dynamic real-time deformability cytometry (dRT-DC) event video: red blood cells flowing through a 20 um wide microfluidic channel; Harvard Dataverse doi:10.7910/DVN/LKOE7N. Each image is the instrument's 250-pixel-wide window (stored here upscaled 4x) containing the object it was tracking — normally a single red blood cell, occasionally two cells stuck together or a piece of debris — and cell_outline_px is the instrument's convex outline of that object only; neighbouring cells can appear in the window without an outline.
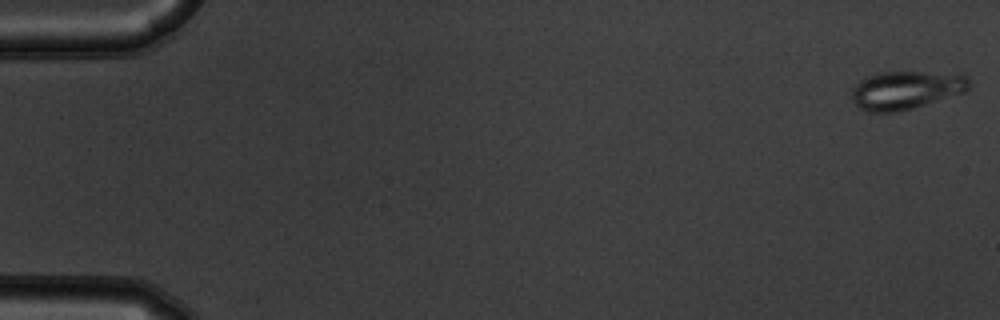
{"species": "common noctule bat (a hibernating species)", "species_latin": "Nyctalus noctula", "temperature_condition": "warm", "stored_images_in_passage": 27, "camera_frame_rate_fps": 3000, "um_per_image_px": 0.085, "animal": {"sex": "male", "body_mass_g": 19.5, "forearm_length_mm": 54.6}, "frame": {"image": 1, "passage_image": 1, "time_ms": 0.0, "image_size_px": [1000, 320], "cell_outline_px": [[972, 84], [964, 92], [912, 108], [896, 112], [868, 112], [860, 108], [852, 100], [852, 88], [864, 76], [880, 72], [920, 72], [968, 76]], "centroid_in_image_um": [76.96, 7.65], "position_along_channel_um": 8.0, "area_um2": 25.95}}